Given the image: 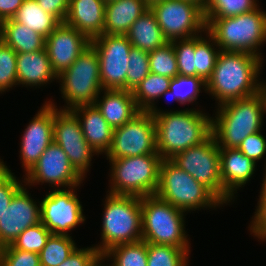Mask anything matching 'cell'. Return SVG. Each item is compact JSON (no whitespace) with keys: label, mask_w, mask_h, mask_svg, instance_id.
I'll use <instances>...</instances> for the list:
<instances>
[{"label":"cell","mask_w":266,"mask_h":266,"mask_svg":"<svg viewBox=\"0 0 266 266\" xmlns=\"http://www.w3.org/2000/svg\"><path fill=\"white\" fill-rule=\"evenodd\" d=\"M171 78L149 73L147 77L132 91L136 105L140 111H154L159 99L165 98L170 87Z\"/></svg>","instance_id":"f1b7e54d"},{"label":"cell","mask_w":266,"mask_h":266,"mask_svg":"<svg viewBox=\"0 0 266 266\" xmlns=\"http://www.w3.org/2000/svg\"><path fill=\"white\" fill-rule=\"evenodd\" d=\"M106 262V258L103 255H100L92 264L91 266H111L110 263L107 265L104 263Z\"/></svg>","instance_id":"681fc988"},{"label":"cell","mask_w":266,"mask_h":266,"mask_svg":"<svg viewBox=\"0 0 266 266\" xmlns=\"http://www.w3.org/2000/svg\"><path fill=\"white\" fill-rule=\"evenodd\" d=\"M23 178L30 189L40 183L49 185L50 189H67L81 186L85 180L70 164L64 150L54 142L46 148Z\"/></svg>","instance_id":"9a60e30c"},{"label":"cell","mask_w":266,"mask_h":266,"mask_svg":"<svg viewBox=\"0 0 266 266\" xmlns=\"http://www.w3.org/2000/svg\"><path fill=\"white\" fill-rule=\"evenodd\" d=\"M216 108L214 116H211L212 136L219 148H238L247 136L263 130L266 86L252 96L229 101Z\"/></svg>","instance_id":"3957f363"},{"label":"cell","mask_w":266,"mask_h":266,"mask_svg":"<svg viewBox=\"0 0 266 266\" xmlns=\"http://www.w3.org/2000/svg\"><path fill=\"white\" fill-rule=\"evenodd\" d=\"M46 49L17 54V85L34 89L57 82Z\"/></svg>","instance_id":"7402d4cb"},{"label":"cell","mask_w":266,"mask_h":266,"mask_svg":"<svg viewBox=\"0 0 266 266\" xmlns=\"http://www.w3.org/2000/svg\"><path fill=\"white\" fill-rule=\"evenodd\" d=\"M170 160L207 187L224 204V188L220 173V148L212 135L202 144L190 147L176 154Z\"/></svg>","instance_id":"7c38bea8"},{"label":"cell","mask_w":266,"mask_h":266,"mask_svg":"<svg viewBox=\"0 0 266 266\" xmlns=\"http://www.w3.org/2000/svg\"><path fill=\"white\" fill-rule=\"evenodd\" d=\"M206 92V82L201 77L177 75L170 81L165 97H170L180 105H197L200 93ZM195 102V103H194ZM194 103V104H193Z\"/></svg>","instance_id":"1f68e13d"},{"label":"cell","mask_w":266,"mask_h":266,"mask_svg":"<svg viewBox=\"0 0 266 266\" xmlns=\"http://www.w3.org/2000/svg\"><path fill=\"white\" fill-rule=\"evenodd\" d=\"M24 0H0V23L12 19Z\"/></svg>","instance_id":"7dc6e473"},{"label":"cell","mask_w":266,"mask_h":266,"mask_svg":"<svg viewBox=\"0 0 266 266\" xmlns=\"http://www.w3.org/2000/svg\"><path fill=\"white\" fill-rule=\"evenodd\" d=\"M191 248L147 243L148 266H189Z\"/></svg>","instance_id":"836d02e7"},{"label":"cell","mask_w":266,"mask_h":266,"mask_svg":"<svg viewBox=\"0 0 266 266\" xmlns=\"http://www.w3.org/2000/svg\"><path fill=\"white\" fill-rule=\"evenodd\" d=\"M0 266H40L39 253L14 249L7 245L0 248Z\"/></svg>","instance_id":"b9f144b4"},{"label":"cell","mask_w":266,"mask_h":266,"mask_svg":"<svg viewBox=\"0 0 266 266\" xmlns=\"http://www.w3.org/2000/svg\"><path fill=\"white\" fill-rule=\"evenodd\" d=\"M12 19L45 38L61 23L54 15L45 12L36 0H24Z\"/></svg>","instance_id":"83f0119b"},{"label":"cell","mask_w":266,"mask_h":266,"mask_svg":"<svg viewBox=\"0 0 266 266\" xmlns=\"http://www.w3.org/2000/svg\"><path fill=\"white\" fill-rule=\"evenodd\" d=\"M47 13L54 15L61 23L65 22L69 0H36Z\"/></svg>","instance_id":"bcb514c9"},{"label":"cell","mask_w":266,"mask_h":266,"mask_svg":"<svg viewBox=\"0 0 266 266\" xmlns=\"http://www.w3.org/2000/svg\"><path fill=\"white\" fill-rule=\"evenodd\" d=\"M72 236L51 234L39 253L40 266H59L77 248Z\"/></svg>","instance_id":"d6a6232c"},{"label":"cell","mask_w":266,"mask_h":266,"mask_svg":"<svg viewBox=\"0 0 266 266\" xmlns=\"http://www.w3.org/2000/svg\"><path fill=\"white\" fill-rule=\"evenodd\" d=\"M263 63V58L246 52L220 51L205 93L218 107L260 92L266 86L259 77Z\"/></svg>","instance_id":"6da1fadb"},{"label":"cell","mask_w":266,"mask_h":266,"mask_svg":"<svg viewBox=\"0 0 266 266\" xmlns=\"http://www.w3.org/2000/svg\"><path fill=\"white\" fill-rule=\"evenodd\" d=\"M103 256L111 266H148L147 242L119 244L106 251Z\"/></svg>","instance_id":"4dcf8cb0"},{"label":"cell","mask_w":266,"mask_h":266,"mask_svg":"<svg viewBox=\"0 0 266 266\" xmlns=\"http://www.w3.org/2000/svg\"><path fill=\"white\" fill-rule=\"evenodd\" d=\"M141 211L143 241L178 248H192L185 227L187 212L172 206L156 195L141 197Z\"/></svg>","instance_id":"52a82bcc"},{"label":"cell","mask_w":266,"mask_h":266,"mask_svg":"<svg viewBox=\"0 0 266 266\" xmlns=\"http://www.w3.org/2000/svg\"><path fill=\"white\" fill-rule=\"evenodd\" d=\"M220 51L207 31L195 37V77L205 82L211 77Z\"/></svg>","instance_id":"f546056e"},{"label":"cell","mask_w":266,"mask_h":266,"mask_svg":"<svg viewBox=\"0 0 266 266\" xmlns=\"http://www.w3.org/2000/svg\"><path fill=\"white\" fill-rule=\"evenodd\" d=\"M80 122L85 140L97 156L107 154L111 147L114 129L103 118L95 105L79 106L71 110Z\"/></svg>","instance_id":"603a6c76"},{"label":"cell","mask_w":266,"mask_h":266,"mask_svg":"<svg viewBox=\"0 0 266 266\" xmlns=\"http://www.w3.org/2000/svg\"><path fill=\"white\" fill-rule=\"evenodd\" d=\"M94 105L113 129L123 126L140 112L129 90L103 89Z\"/></svg>","instance_id":"cb8c5ba5"},{"label":"cell","mask_w":266,"mask_h":266,"mask_svg":"<svg viewBox=\"0 0 266 266\" xmlns=\"http://www.w3.org/2000/svg\"><path fill=\"white\" fill-rule=\"evenodd\" d=\"M23 185L13 196L0 219V248L11 245L27 228L41 223L40 201Z\"/></svg>","instance_id":"ac0fdd59"},{"label":"cell","mask_w":266,"mask_h":266,"mask_svg":"<svg viewBox=\"0 0 266 266\" xmlns=\"http://www.w3.org/2000/svg\"><path fill=\"white\" fill-rule=\"evenodd\" d=\"M48 100L54 106L53 142L64 150L70 164L86 179L97 154L85 140L76 115L71 110L59 109L53 99Z\"/></svg>","instance_id":"4fadbf2b"},{"label":"cell","mask_w":266,"mask_h":266,"mask_svg":"<svg viewBox=\"0 0 266 266\" xmlns=\"http://www.w3.org/2000/svg\"><path fill=\"white\" fill-rule=\"evenodd\" d=\"M105 5L104 0H69L65 23L91 41L103 34Z\"/></svg>","instance_id":"44dd1931"},{"label":"cell","mask_w":266,"mask_h":266,"mask_svg":"<svg viewBox=\"0 0 266 266\" xmlns=\"http://www.w3.org/2000/svg\"><path fill=\"white\" fill-rule=\"evenodd\" d=\"M149 8L144 0H115L106 3L103 34L125 35Z\"/></svg>","instance_id":"d4e9b609"},{"label":"cell","mask_w":266,"mask_h":266,"mask_svg":"<svg viewBox=\"0 0 266 266\" xmlns=\"http://www.w3.org/2000/svg\"><path fill=\"white\" fill-rule=\"evenodd\" d=\"M254 215L251 217L249 233L260 242H266V198H257Z\"/></svg>","instance_id":"ee69618b"},{"label":"cell","mask_w":266,"mask_h":266,"mask_svg":"<svg viewBox=\"0 0 266 266\" xmlns=\"http://www.w3.org/2000/svg\"><path fill=\"white\" fill-rule=\"evenodd\" d=\"M266 137L263 135L262 130L247 136L238 149L256 164L263 160L266 154Z\"/></svg>","instance_id":"7bdbcfd3"},{"label":"cell","mask_w":266,"mask_h":266,"mask_svg":"<svg viewBox=\"0 0 266 266\" xmlns=\"http://www.w3.org/2000/svg\"><path fill=\"white\" fill-rule=\"evenodd\" d=\"M52 233L42 224L24 230L11 244L14 249L40 253Z\"/></svg>","instance_id":"f35d334b"},{"label":"cell","mask_w":266,"mask_h":266,"mask_svg":"<svg viewBox=\"0 0 266 266\" xmlns=\"http://www.w3.org/2000/svg\"><path fill=\"white\" fill-rule=\"evenodd\" d=\"M14 174L15 172L13 173L6 165V161L4 163L0 158V219L15 193L25 184L23 177L20 180Z\"/></svg>","instance_id":"ab89813d"},{"label":"cell","mask_w":266,"mask_h":266,"mask_svg":"<svg viewBox=\"0 0 266 266\" xmlns=\"http://www.w3.org/2000/svg\"><path fill=\"white\" fill-rule=\"evenodd\" d=\"M90 44L98 53L103 89L126 90V74L132 45L126 35L102 34Z\"/></svg>","instance_id":"2e32d148"},{"label":"cell","mask_w":266,"mask_h":266,"mask_svg":"<svg viewBox=\"0 0 266 266\" xmlns=\"http://www.w3.org/2000/svg\"><path fill=\"white\" fill-rule=\"evenodd\" d=\"M149 69L151 73L167 76L171 79L179 75L172 42L149 52Z\"/></svg>","instance_id":"d590c367"},{"label":"cell","mask_w":266,"mask_h":266,"mask_svg":"<svg viewBox=\"0 0 266 266\" xmlns=\"http://www.w3.org/2000/svg\"><path fill=\"white\" fill-rule=\"evenodd\" d=\"M132 47L151 52L169 41L157 23L154 12L149 8L142 14L125 34Z\"/></svg>","instance_id":"484cf974"},{"label":"cell","mask_w":266,"mask_h":266,"mask_svg":"<svg viewBox=\"0 0 266 266\" xmlns=\"http://www.w3.org/2000/svg\"><path fill=\"white\" fill-rule=\"evenodd\" d=\"M155 195L187 213L201 209L217 210L225 206L207 187L171 160H162Z\"/></svg>","instance_id":"8992f818"},{"label":"cell","mask_w":266,"mask_h":266,"mask_svg":"<svg viewBox=\"0 0 266 266\" xmlns=\"http://www.w3.org/2000/svg\"><path fill=\"white\" fill-rule=\"evenodd\" d=\"M159 154L156 147V124L151 111H140L121 127L114 128L107 160Z\"/></svg>","instance_id":"8fae6325"},{"label":"cell","mask_w":266,"mask_h":266,"mask_svg":"<svg viewBox=\"0 0 266 266\" xmlns=\"http://www.w3.org/2000/svg\"><path fill=\"white\" fill-rule=\"evenodd\" d=\"M0 39L17 54L45 49L46 38L13 19L0 23Z\"/></svg>","instance_id":"4316f807"},{"label":"cell","mask_w":266,"mask_h":266,"mask_svg":"<svg viewBox=\"0 0 266 266\" xmlns=\"http://www.w3.org/2000/svg\"><path fill=\"white\" fill-rule=\"evenodd\" d=\"M26 124L21 137L19 158L26 174L37 163L46 148L53 142L54 106L46 101Z\"/></svg>","instance_id":"e0dca14e"},{"label":"cell","mask_w":266,"mask_h":266,"mask_svg":"<svg viewBox=\"0 0 266 266\" xmlns=\"http://www.w3.org/2000/svg\"><path fill=\"white\" fill-rule=\"evenodd\" d=\"M191 2H194L196 4H199L202 8H204L205 4H206V0H188Z\"/></svg>","instance_id":"f907efd6"},{"label":"cell","mask_w":266,"mask_h":266,"mask_svg":"<svg viewBox=\"0 0 266 266\" xmlns=\"http://www.w3.org/2000/svg\"><path fill=\"white\" fill-rule=\"evenodd\" d=\"M259 0H206L204 19L235 17L259 7Z\"/></svg>","instance_id":"e575fe53"},{"label":"cell","mask_w":266,"mask_h":266,"mask_svg":"<svg viewBox=\"0 0 266 266\" xmlns=\"http://www.w3.org/2000/svg\"><path fill=\"white\" fill-rule=\"evenodd\" d=\"M106 3H109V2H112V1H115V0H104Z\"/></svg>","instance_id":"f5cc1de1"},{"label":"cell","mask_w":266,"mask_h":266,"mask_svg":"<svg viewBox=\"0 0 266 266\" xmlns=\"http://www.w3.org/2000/svg\"><path fill=\"white\" fill-rule=\"evenodd\" d=\"M256 164L238 148H220V173L224 188V205H230L237 197V191L255 176ZM236 194V195H235Z\"/></svg>","instance_id":"ffe728a7"},{"label":"cell","mask_w":266,"mask_h":266,"mask_svg":"<svg viewBox=\"0 0 266 266\" xmlns=\"http://www.w3.org/2000/svg\"><path fill=\"white\" fill-rule=\"evenodd\" d=\"M149 6H151L153 3L161 1V0H144Z\"/></svg>","instance_id":"816d5d0a"},{"label":"cell","mask_w":266,"mask_h":266,"mask_svg":"<svg viewBox=\"0 0 266 266\" xmlns=\"http://www.w3.org/2000/svg\"><path fill=\"white\" fill-rule=\"evenodd\" d=\"M162 160L159 154L109 160V188L106 193L137 197L155 195Z\"/></svg>","instance_id":"ba28073f"},{"label":"cell","mask_w":266,"mask_h":266,"mask_svg":"<svg viewBox=\"0 0 266 266\" xmlns=\"http://www.w3.org/2000/svg\"><path fill=\"white\" fill-rule=\"evenodd\" d=\"M150 9L169 42L194 38L206 31L203 8L194 2L161 0L153 3Z\"/></svg>","instance_id":"30bf717a"},{"label":"cell","mask_w":266,"mask_h":266,"mask_svg":"<svg viewBox=\"0 0 266 266\" xmlns=\"http://www.w3.org/2000/svg\"><path fill=\"white\" fill-rule=\"evenodd\" d=\"M171 42L175 50L179 75L195 77V37Z\"/></svg>","instance_id":"60d3db41"},{"label":"cell","mask_w":266,"mask_h":266,"mask_svg":"<svg viewBox=\"0 0 266 266\" xmlns=\"http://www.w3.org/2000/svg\"><path fill=\"white\" fill-rule=\"evenodd\" d=\"M61 97L65 102L59 109L73 110L79 106L94 105L103 90L98 53L90 44L76 61L57 77Z\"/></svg>","instance_id":"9c48e42d"},{"label":"cell","mask_w":266,"mask_h":266,"mask_svg":"<svg viewBox=\"0 0 266 266\" xmlns=\"http://www.w3.org/2000/svg\"><path fill=\"white\" fill-rule=\"evenodd\" d=\"M105 197L101 242L93 244L101 255L113 246L142 240L141 197L110 193H106Z\"/></svg>","instance_id":"5b68a950"},{"label":"cell","mask_w":266,"mask_h":266,"mask_svg":"<svg viewBox=\"0 0 266 266\" xmlns=\"http://www.w3.org/2000/svg\"><path fill=\"white\" fill-rule=\"evenodd\" d=\"M197 108L151 111L156 124V147L163 160L197 146L211 135V114Z\"/></svg>","instance_id":"7a4b0ae2"},{"label":"cell","mask_w":266,"mask_h":266,"mask_svg":"<svg viewBox=\"0 0 266 266\" xmlns=\"http://www.w3.org/2000/svg\"><path fill=\"white\" fill-rule=\"evenodd\" d=\"M149 73V52L132 47L126 74V90L133 91Z\"/></svg>","instance_id":"74e56055"},{"label":"cell","mask_w":266,"mask_h":266,"mask_svg":"<svg viewBox=\"0 0 266 266\" xmlns=\"http://www.w3.org/2000/svg\"><path fill=\"white\" fill-rule=\"evenodd\" d=\"M17 86V53L0 39V96Z\"/></svg>","instance_id":"8d00e7d4"},{"label":"cell","mask_w":266,"mask_h":266,"mask_svg":"<svg viewBox=\"0 0 266 266\" xmlns=\"http://www.w3.org/2000/svg\"><path fill=\"white\" fill-rule=\"evenodd\" d=\"M98 250L91 245L90 247L76 248L75 251L59 266H91L100 256Z\"/></svg>","instance_id":"f6af8a7d"},{"label":"cell","mask_w":266,"mask_h":266,"mask_svg":"<svg viewBox=\"0 0 266 266\" xmlns=\"http://www.w3.org/2000/svg\"><path fill=\"white\" fill-rule=\"evenodd\" d=\"M90 40L80 31L60 23L46 38L45 49L53 71L58 76L69 68L90 45Z\"/></svg>","instance_id":"d6986e66"},{"label":"cell","mask_w":266,"mask_h":266,"mask_svg":"<svg viewBox=\"0 0 266 266\" xmlns=\"http://www.w3.org/2000/svg\"><path fill=\"white\" fill-rule=\"evenodd\" d=\"M265 170V173L263 174V180L262 181V184L260 185L261 186V189L259 190L260 194L258 195L259 198H266V169H263Z\"/></svg>","instance_id":"c3c4849f"},{"label":"cell","mask_w":266,"mask_h":266,"mask_svg":"<svg viewBox=\"0 0 266 266\" xmlns=\"http://www.w3.org/2000/svg\"><path fill=\"white\" fill-rule=\"evenodd\" d=\"M80 187L50 189L40 201L41 223L52 234L69 236V232L85 223L83 205L77 195Z\"/></svg>","instance_id":"5bb4252c"},{"label":"cell","mask_w":266,"mask_h":266,"mask_svg":"<svg viewBox=\"0 0 266 266\" xmlns=\"http://www.w3.org/2000/svg\"><path fill=\"white\" fill-rule=\"evenodd\" d=\"M206 31L221 51L246 52L264 60L260 49L266 44V11L255 10L235 17L207 18Z\"/></svg>","instance_id":"277c9868"}]
</instances>
